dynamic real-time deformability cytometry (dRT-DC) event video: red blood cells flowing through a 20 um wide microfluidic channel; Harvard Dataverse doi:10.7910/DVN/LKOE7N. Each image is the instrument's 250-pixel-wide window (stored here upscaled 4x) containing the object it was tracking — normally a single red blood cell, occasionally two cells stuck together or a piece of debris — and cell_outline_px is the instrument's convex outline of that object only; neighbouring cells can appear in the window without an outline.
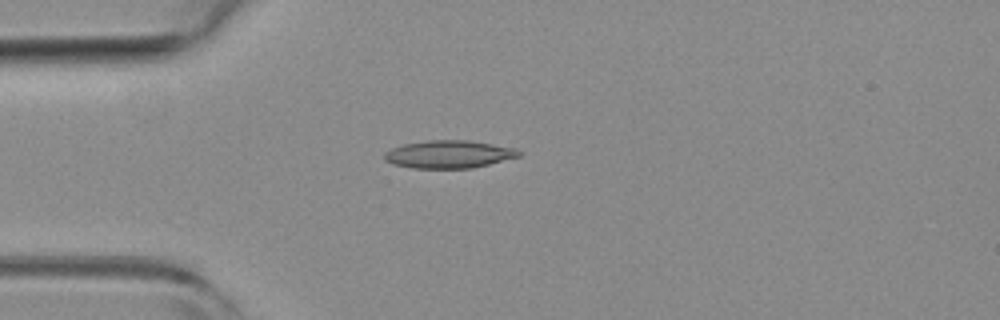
{"species": "common noctule bat (a hibernating species)", "species_latin": "Nyctalus noctula", "temperature_condition": "room temperature", "stored_images_in_passage": 4, "camera_frame_rate_fps": 3000, "um_per_image_px": 0.085, "animal": {"sex": "female", "body_mass_g": 19.3, "forearm_length_mm": 54.1}, "frame": {"image": 1, "passage_image": 4, "time_ms": 1.0, "image_size_px": [1000, 320], "cell_outline_px": [[520, 156], [472, 168], [412, 168], [392, 164], [384, 160], [384, 152], [392, 148], [404, 144], [428, 140], [468, 140], [512, 148], [520, 152]], "centroid_in_image_um": [38.08, 13.12], "position_along_channel_um": 46.9, "area_um2": 21.5}}